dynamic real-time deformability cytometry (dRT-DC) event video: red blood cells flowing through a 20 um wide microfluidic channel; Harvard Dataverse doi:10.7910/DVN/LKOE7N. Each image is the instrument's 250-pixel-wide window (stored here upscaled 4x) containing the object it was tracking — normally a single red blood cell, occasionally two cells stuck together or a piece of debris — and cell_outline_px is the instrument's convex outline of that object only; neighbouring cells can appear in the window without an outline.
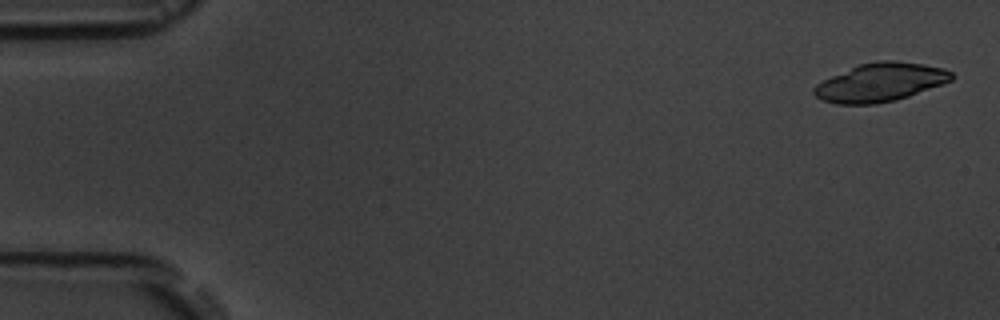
{"species": "common noctule bat (a hibernating species)", "species_latin": "Nyctalus noctula", "temperature_condition": "room temperature", "stored_images_in_passage": 4, "camera_frame_rate_fps": 3000, "um_per_image_px": 0.085, "animal": {"sex": "male", "body_mass_g": 19.5, "forearm_length_mm": 54.6}, "frame": {"image": 1, "passage_image": 1, "time_ms": 0.0, "image_size_px": [1000, 320], "cell_outline_px": [[956, 76], [952, 80], [944, 84], [896, 100], [876, 104], [836, 104], [824, 100], [816, 96], [812, 92], [812, 88], [816, 84], [832, 76], [860, 64], [876, 60], [892, 60], [924, 64], [944, 68], [952, 72]], "centroid_in_image_um": [74.87, 7.0], "position_along_channel_um": 10.1, "area_um2": 30.87}}